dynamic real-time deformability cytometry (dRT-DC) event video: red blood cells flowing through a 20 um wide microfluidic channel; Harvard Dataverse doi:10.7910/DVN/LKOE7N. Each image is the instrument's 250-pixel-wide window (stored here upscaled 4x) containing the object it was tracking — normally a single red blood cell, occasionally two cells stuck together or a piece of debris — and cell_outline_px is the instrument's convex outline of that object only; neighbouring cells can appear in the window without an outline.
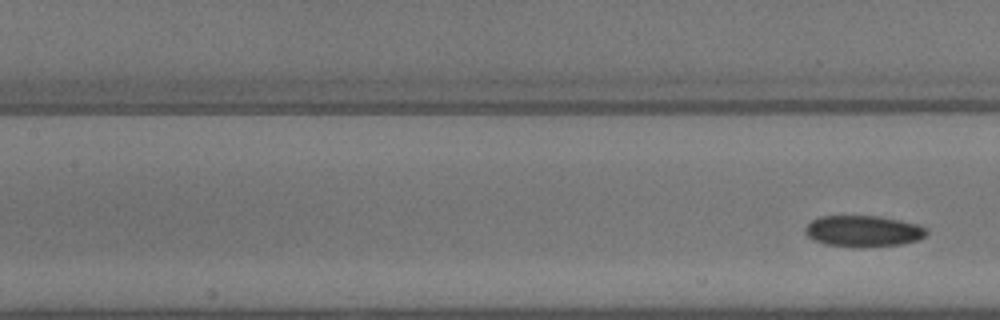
{"species": "common noctule bat (a hibernating species)", "species_latin": "Nyctalus noctula", "temperature_condition": "warm", "stored_images_in_passage": 5, "segment_of_instrument_passage": [2, 2], "camera_frame_rate_fps": 3000, "um_per_image_px": 0.085, "animal": {"sex": "male", "body_mass_g": 13.3}, "frame": {"image": 1, "passage_image": 5, "time_ms": 1.333, "image_size_px": [1000, 320], "cell_outline_px": [[928, 232], [920, 240], [900, 244], [824, 244], [812, 240], [804, 232], [804, 228], [812, 220], [820, 216], [880, 216], [900, 220], [916, 224], [928, 228]], "centroid_in_image_um": [73.38, 19.59], "position_along_channel_um": 134.0, "area_um2": 21.27}}